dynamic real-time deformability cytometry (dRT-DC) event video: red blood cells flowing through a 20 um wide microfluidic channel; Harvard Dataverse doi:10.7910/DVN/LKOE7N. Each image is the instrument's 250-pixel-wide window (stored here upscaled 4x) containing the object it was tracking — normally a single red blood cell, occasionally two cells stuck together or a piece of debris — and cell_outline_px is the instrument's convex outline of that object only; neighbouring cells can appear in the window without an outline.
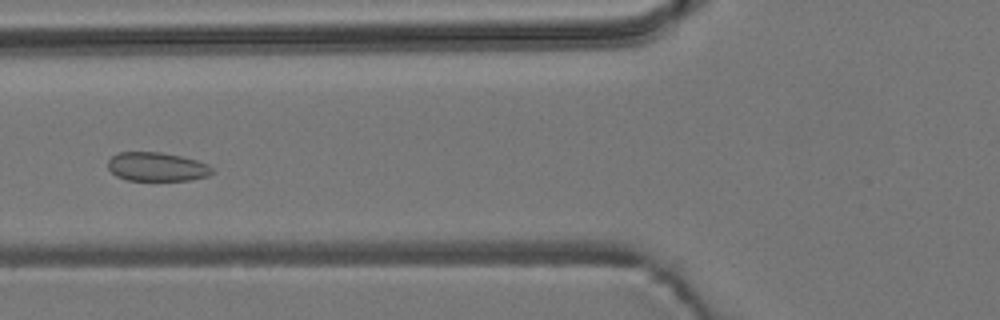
{"species": "common noctule bat (a hibernating species)", "species_latin": "Nyctalus noctula", "temperature_condition": "room temperature", "stored_images_in_passage": 7, "camera_frame_rate_fps": 3000, "um_per_image_px": 0.085, "animal": {"sex": "male", "body_mass_g": 19.2, "forearm_length_mm": 51.8}, "frame": {"image": 1, "passage_image": 4, "time_ms": 4.333, "image_size_px": [1000, 320], "cell_outline_px": [[216, 172], [208, 176], [192, 180], [128, 180], [116, 176], [108, 168], [108, 160], [112, 156], [120, 152], [160, 152], [180, 156], [196, 160], [208, 164]], "centroid_in_image_um": [13.36, 14.18], "position_along_channel_um": 112.4, "area_um2": 17.57}}
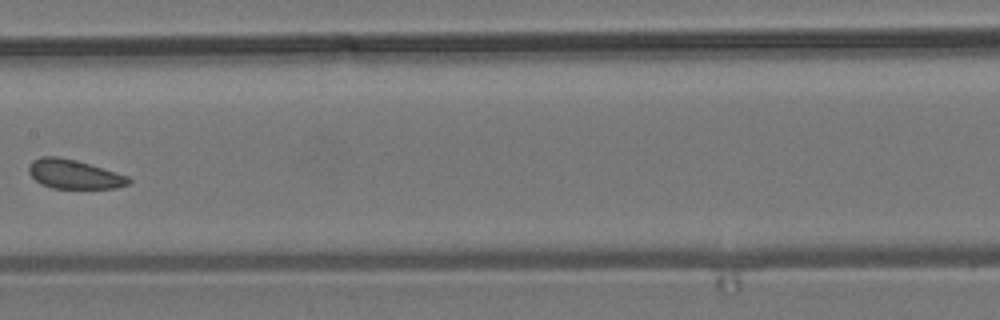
{"frame": {"image": 2, "passage_image": 6, "time_ms": 6.667, "image_size_px": [1000, 320], "cell_outline_px": [[132, 180], [128, 184], [116, 188], [52, 188], [40, 184], [28, 172], [28, 164], [32, 160], [40, 156], [56, 156], [76, 160], [128, 176]], "centroid_in_image_um": [6.25, 14.8], "position_along_channel_um": 201.1, "area_um2": 16.94}}
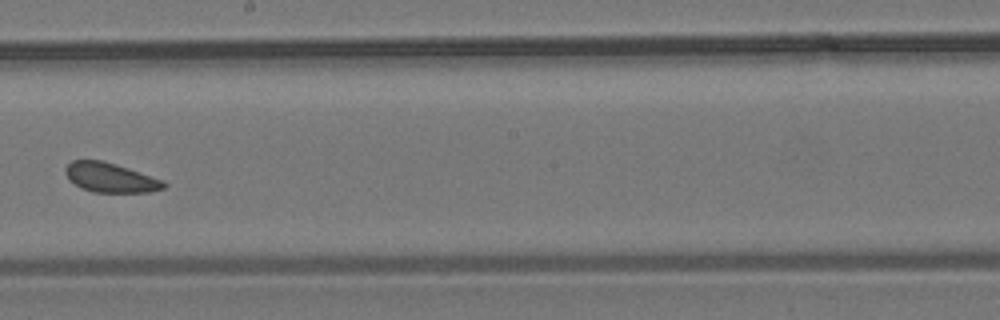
{"frame": {"image": 3, "passage_image": 7, "time_ms": 7.667, "image_size_px": [1000, 320], "cell_outline_px": [[168, 184], [164, 188], [148, 192], [92, 192], [80, 188], [68, 180], [64, 172], [64, 168], [72, 160], [100, 160], [116, 164], [164, 180]], "centroid_in_image_um": [9.36, 15.1], "position_along_channel_um": 238.8, "area_um2": 17.05}}